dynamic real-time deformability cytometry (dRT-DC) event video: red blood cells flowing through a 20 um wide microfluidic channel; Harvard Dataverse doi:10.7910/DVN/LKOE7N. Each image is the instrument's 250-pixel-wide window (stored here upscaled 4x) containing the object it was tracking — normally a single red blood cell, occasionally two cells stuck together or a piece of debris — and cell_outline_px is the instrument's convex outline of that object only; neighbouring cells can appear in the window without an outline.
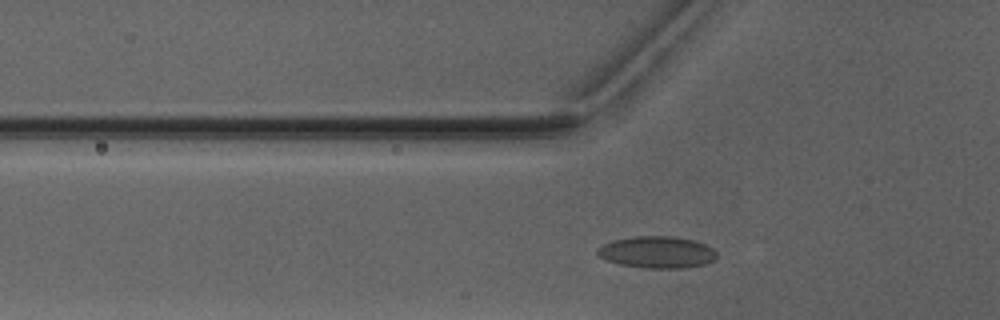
{"species": "Egyptian fruit bat (a non-hibernating species)", "species_latin": "Rousettus aegyptiacus", "temperature_condition": "warm", "stored_images_in_passage": 7, "segment_of_instrument_passage": [2, 2], "camera_frame_rate_fps": 3000, "um_per_image_px": 0.085, "animal": {"sex": "male"}, "frame": {"image": 1, "passage_image": 7, "time_ms": 8.333, "image_size_px": [1000, 320], "cell_outline_px": [[716, 256], [712, 260], [704, 264], [684, 268], [644, 268], [620, 264], [604, 260], [596, 252], [596, 248], [604, 244], [616, 240], [632, 236], [672, 236], [692, 240], [704, 244], [712, 248], [716, 252]], "centroid_in_image_um": [55.81, 21.44], "position_along_channel_um": 70.0, "area_um2": 21.96}}